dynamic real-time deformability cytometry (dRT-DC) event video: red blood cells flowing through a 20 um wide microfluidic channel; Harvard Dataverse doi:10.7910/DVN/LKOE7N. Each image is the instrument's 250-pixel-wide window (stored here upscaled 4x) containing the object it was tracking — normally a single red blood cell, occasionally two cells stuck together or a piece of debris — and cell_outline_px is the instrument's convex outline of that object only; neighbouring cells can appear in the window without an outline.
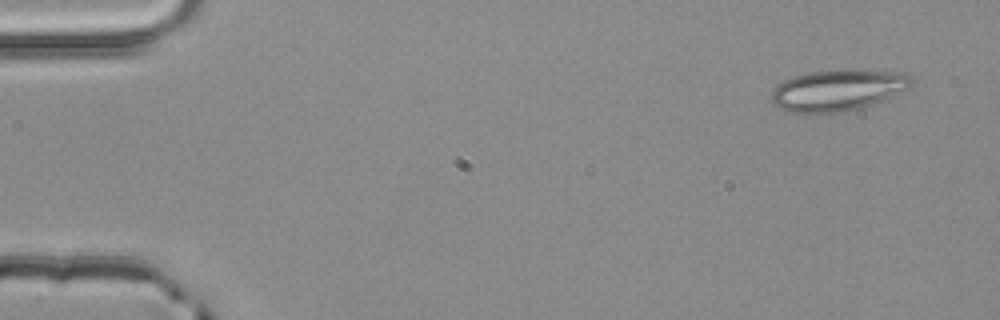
{"species": "common noctule bat (a hibernating species)", "species_latin": "Nyctalus noctula", "temperature_condition": "room temperature", "stored_images_in_passage": 3, "camera_frame_rate_fps": 3000, "um_per_image_px": 0.085, "animal": {"sex": "male", "body_mass_g": 20.4}, "frame": {"image": 1, "passage_image": 1, "time_ms": 0.0, "image_size_px": [1000, 320], "cell_outline_px": [[916, 84], [908, 88], [880, 100], [856, 108], [840, 112], [788, 112], [772, 104], [772, 92], [776, 84], [784, 80], [808, 72], [908, 72], [912, 76]], "centroid_in_image_um": [71.19, 7.68], "position_along_channel_um": 13.8, "area_um2": 32.37}}